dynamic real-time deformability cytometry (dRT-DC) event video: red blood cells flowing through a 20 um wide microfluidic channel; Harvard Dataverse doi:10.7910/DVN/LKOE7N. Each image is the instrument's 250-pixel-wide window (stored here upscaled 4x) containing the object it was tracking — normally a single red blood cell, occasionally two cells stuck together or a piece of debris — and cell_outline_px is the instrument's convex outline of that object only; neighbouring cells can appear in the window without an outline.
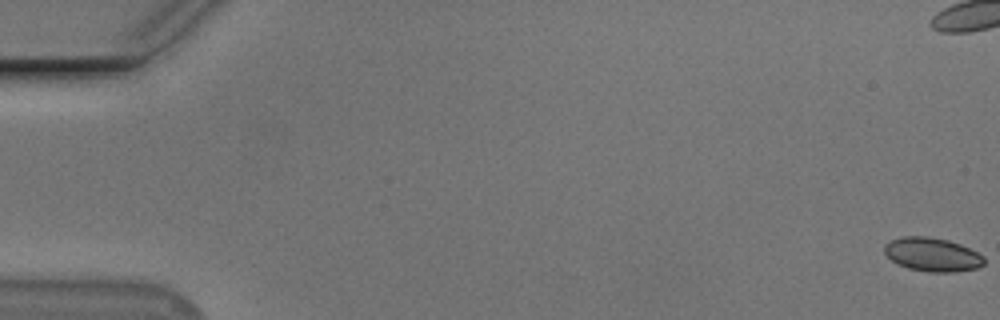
{"species": "Egyptian fruit bat (a non-hibernating species)", "species_latin": "Rousettus aegyptiacus", "temperature_condition": "cold", "stored_images_in_passage": 57, "camera_frame_rate_fps": 3000, "um_per_image_px": 0.085, "animal": {"sex": "male"}, "frame": {"image": 1, "passage_image": 1, "time_ms": 0.0, "image_size_px": [1000, 320], "cell_outline_px": [[984, 264], [976, 268], [956, 272], [928, 272], [908, 268], [896, 264], [884, 252], [884, 244], [892, 240], [904, 236], [928, 236], [948, 240], [960, 244], [984, 256]], "centroid_in_image_um": [79.23, 21.64], "position_along_channel_um": 5.8, "area_um2": 19.59}}
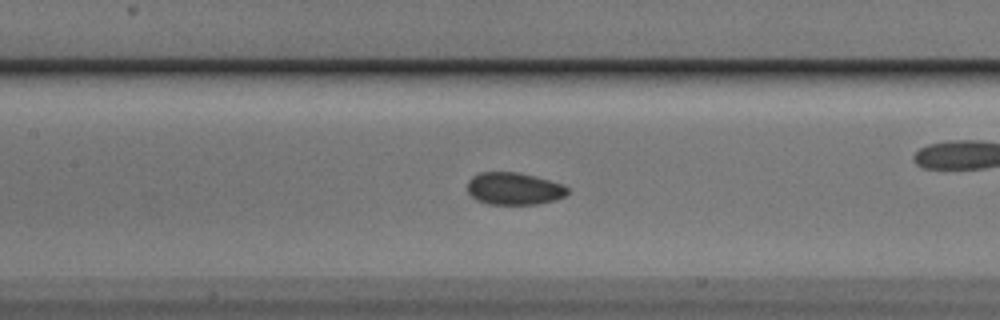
{"frame": {"image": 2, "passage_image": 27, "time_ms": 8.667, "image_size_px": [1000, 320], "cell_outline_px": [[568, 192], [564, 196], [556, 200], [536, 204], [488, 204], [476, 200], [468, 192], [468, 180], [472, 176], [480, 172], [516, 172], [536, 176], [564, 184], [568, 188]], "centroid_in_image_um": [43.7, 16.03], "position_along_channel_um": 163.7, "area_um2": 18.96}}
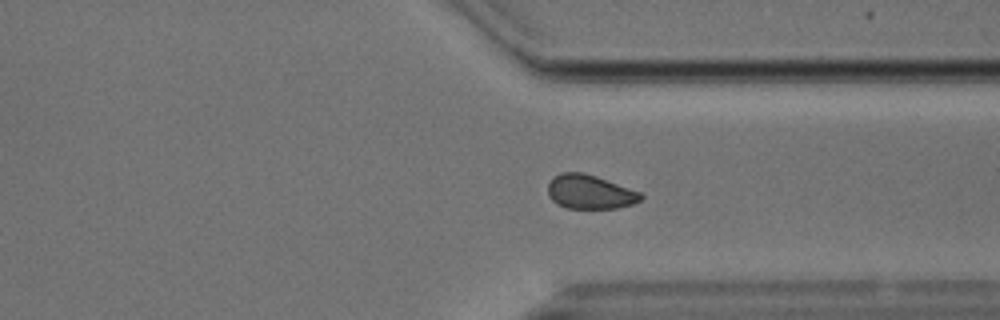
{"frame": {"image": 3, "passage_image": 43, "time_ms": 14.0, "image_size_px": [1000, 320], "cell_outline_px": [[644, 196], [640, 200], [632, 204], [616, 208], [568, 208], [556, 204], [548, 196], [548, 184], [552, 176], [560, 172], [584, 172], [596, 176], [640, 192]], "centroid_in_image_um": [50.09, 16.3], "position_along_channel_um": 361.3, "area_um2": 18.5}, "authors_computed_cell_mechanics": {"area_um2": 18.9584, "velocity_mm_per_s": 3.7016, "shape_relaxation_time_tau1_ms": 5.5434, "shape_relaxation_time_tau2_ms": 2.0812, "deformation_change_tau1": 0.0889, "deformation_change_tau2": 0.0525}}